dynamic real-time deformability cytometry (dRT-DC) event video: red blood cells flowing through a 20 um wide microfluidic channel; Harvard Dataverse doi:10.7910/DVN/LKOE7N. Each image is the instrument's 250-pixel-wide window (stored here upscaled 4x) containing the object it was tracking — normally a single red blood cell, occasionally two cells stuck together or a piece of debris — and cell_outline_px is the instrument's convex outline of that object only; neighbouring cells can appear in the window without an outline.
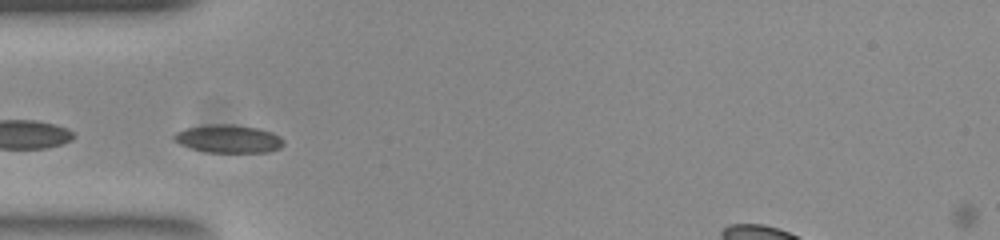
{"species": "common noctule bat (a hibernating species)", "species_latin": "Nyctalus noctula", "temperature_condition": "room temperature", "stored_images_in_passage": 47, "segment_of_instrument_passage": [2, 2], "camera_frame_rate_fps": 3000, "um_per_image_px": 0.085, "animal": {"sex": "female", "body_mass_g": 23.0, "forearm_length_mm": 53.4}, "frame": {"image": 1, "passage_image": 9, "time_ms": 2.667, "image_size_px": [1000, 240], "cell_outline_px": [[284, 144], [280, 148], [268, 152], [208, 152], [192, 148], [180, 144], [172, 140], [172, 136], [176, 132], [188, 128], [208, 124], [232, 124], [256, 128], [272, 132], [280, 136], [284, 140]], "centroid_in_image_um": [19.42, 11.8], "position_along_channel_um": 65.6, "area_um2": 17.86}}
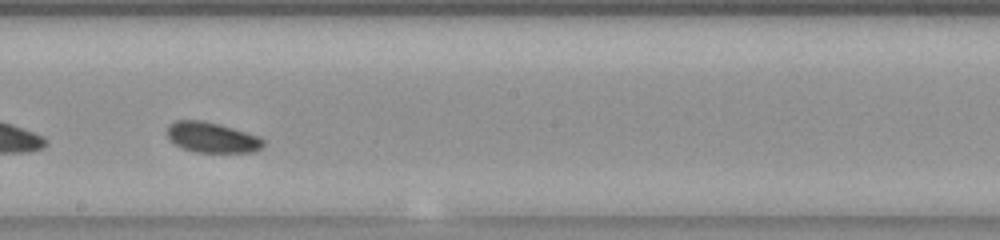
{"frame": {"image": 2, "passage_image": 22, "time_ms": 7.0, "image_size_px": [1000, 240], "cell_outline_px": [[264, 144], [256, 152], [196, 152], [184, 148], [176, 144], [168, 136], [168, 124], [176, 120], [200, 120], [232, 128], [260, 136], [264, 140]], "centroid_in_image_um": [18.04, 11.68], "position_along_channel_um": 230.2, "area_um2": 16.76}}
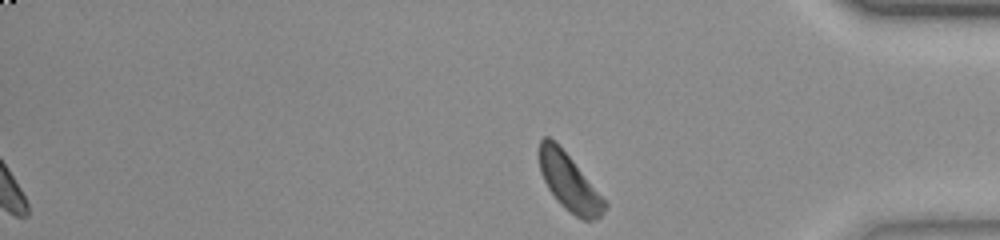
{"frame": {"image": 3, "passage_image": 47, "time_ms": 15.333, "image_size_px": [1000, 240], "cell_outline_px": [[608, 204], [604, 212], [596, 220], [584, 220], [576, 216], [564, 208], [556, 200], [548, 188], [540, 172], [540, 140], [544, 136], [548, 136], [572, 160]], "centroid_in_image_um": [48.38, 15.54], "position_along_channel_um": 386.8, "area_um2": 21.04}}